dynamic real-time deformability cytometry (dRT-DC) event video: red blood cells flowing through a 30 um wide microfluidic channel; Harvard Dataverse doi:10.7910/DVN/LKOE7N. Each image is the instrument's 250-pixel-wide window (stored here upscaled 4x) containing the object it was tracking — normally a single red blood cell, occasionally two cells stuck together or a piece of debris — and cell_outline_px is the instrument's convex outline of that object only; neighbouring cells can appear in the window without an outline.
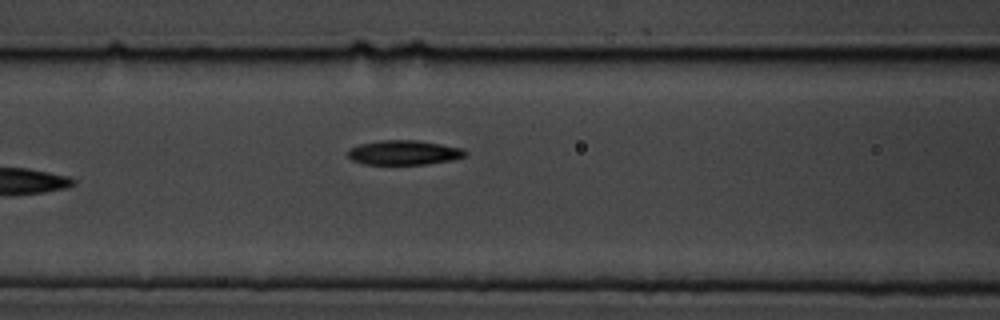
{"species": "common noctule bat (a hibernating species)", "species_latin": "Nyctalus noctula", "temperature_condition": "cold", "stored_images_in_passage": 3, "camera_frame_rate_fps": 3000, "um_per_image_px": 0.085, "animal": {"sex": "male", "body_mass_g": 19.5, "forearm_length_mm": 54.6}, "frame": {"image": 1, "passage_image": 3, "time_ms": 2.333, "image_size_px": [1000, 320], "cell_outline_px": [[468, 156], [452, 160], [428, 164], [364, 164], [352, 160], [348, 156], [348, 148], [360, 144], [380, 140], [420, 140], [464, 148], [468, 152]], "centroid_in_image_um": [34.39, 12.96], "position_along_channel_um": 132.2, "area_um2": 17.05}}